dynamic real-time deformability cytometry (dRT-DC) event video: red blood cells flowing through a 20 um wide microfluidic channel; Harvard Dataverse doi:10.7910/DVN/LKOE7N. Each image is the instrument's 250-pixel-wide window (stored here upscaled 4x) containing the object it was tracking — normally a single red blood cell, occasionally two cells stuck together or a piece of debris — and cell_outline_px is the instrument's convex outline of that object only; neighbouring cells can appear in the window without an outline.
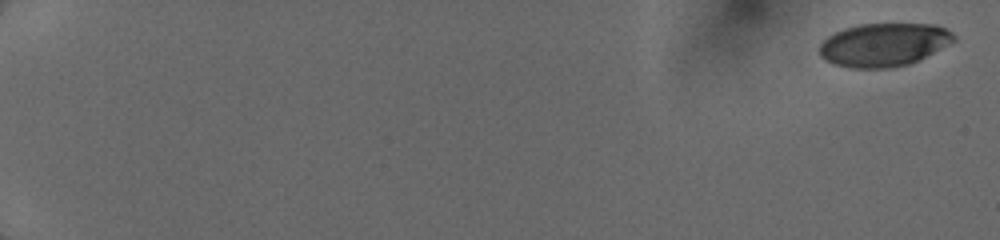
{"species": "human", "species_latin": "Homo sapiens", "temperature_condition": "cold", "stored_images_in_passage": 15, "camera_frame_rate_fps": 3000, "um_per_image_px": 0.085, "donor": {"sex": "female"}, "frame": {"image": 1, "passage_image": 1, "time_ms": 0.0, "image_size_px": [1000, 240], "cell_outline_px": [[956, 40], [908, 64], [888, 68], [852, 68], [832, 64], [824, 60], [820, 56], [820, 44], [828, 36], [844, 28], [860, 24], [936, 24], [952, 32], [956, 36]], "centroid_in_image_um": [75.09, 3.8], "position_along_channel_um": 9.9, "area_um2": 33.64}}
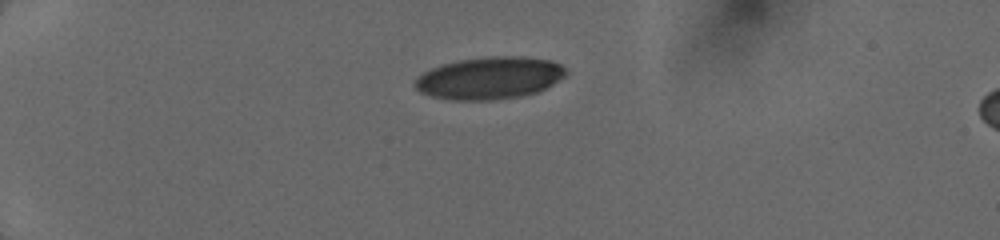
{"frame": {"image": 2, "passage_image": 10, "time_ms": 4.667, "image_size_px": [1000, 240], "cell_outline_px": [[568, 72], [564, 76], [552, 84], [536, 92], [520, 96], [488, 100], [452, 100], [432, 96], [420, 92], [412, 84], [424, 72], [432, 68], [444, 64], [460, 60], [488, 56], [524, 56], [548, 60], [560, 64]], "centroid_in_image_um": [41.6, 6.63], "position_along_channel_um": 43.4, "area_um2": 36.82}}
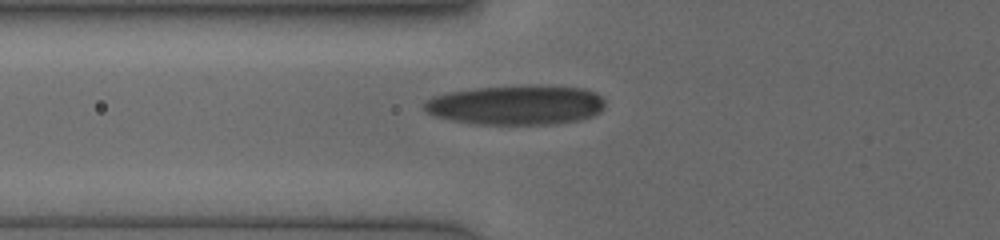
{"frame": {"image": 3, "passage_image": 14, "time_ms": 7.0, "image_size_px": [1000, 240], "cell_outline_px": [[604, 108], [600, 112], [592, 116], [580, 120], [556, 124], [480, 124], [456, 120], [436, 116], [428, 112], [424, 108], [424, 100], [432, 96], [444, 92], [472, 88], [528, 84], [584, 88], [600, 96], [604, 100]], "centroid_in_image_um": [43.88, 8.9], "position_along_channel_um": 81.9, "area_um2": 42.14}}